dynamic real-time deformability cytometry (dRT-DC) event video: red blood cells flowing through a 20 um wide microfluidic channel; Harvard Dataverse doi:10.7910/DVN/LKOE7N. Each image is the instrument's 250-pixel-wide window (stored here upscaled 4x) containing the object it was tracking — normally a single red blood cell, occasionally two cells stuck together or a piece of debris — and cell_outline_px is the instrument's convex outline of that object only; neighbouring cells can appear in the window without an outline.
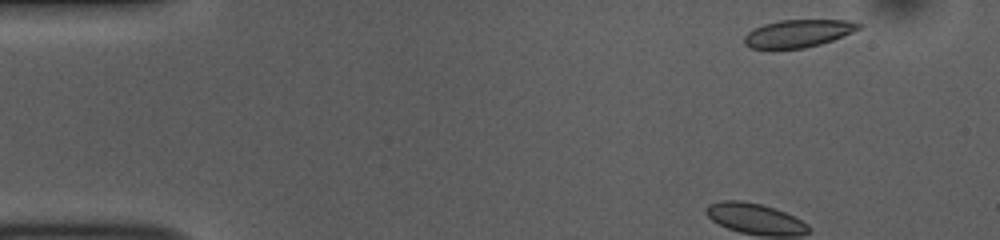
{"species": "common noctule bat (a hibernating species)", "species_latin": "Nyctalus noctula", "temperature_condition": "room temperature", "stored_images_in_passage": 49, "camera_frame_rate_fps": 3000, "um_per_image_px": 0.085, "animal": {"sex": "female", "body_mass_g": 10.0, "forearm_length_mm": 53.1}, "frame": {"image": 1, "passage_image": 1, "time_ms": 0.0, "image_size_px": [1000, 240], "cell_outline_px": [[864, 24], [860, 28], [852, 32], [832, 40], [820, 44], [804, 48], [772, 52], [752, 48], [744, 44], [744, 36], [748, 32], [764, 24], [780, 20], [848, 20]], "centroid_in_image_um": [67.79, 2.88], "position_along_channel_um": 17.2, "area_um2": 18.96}}